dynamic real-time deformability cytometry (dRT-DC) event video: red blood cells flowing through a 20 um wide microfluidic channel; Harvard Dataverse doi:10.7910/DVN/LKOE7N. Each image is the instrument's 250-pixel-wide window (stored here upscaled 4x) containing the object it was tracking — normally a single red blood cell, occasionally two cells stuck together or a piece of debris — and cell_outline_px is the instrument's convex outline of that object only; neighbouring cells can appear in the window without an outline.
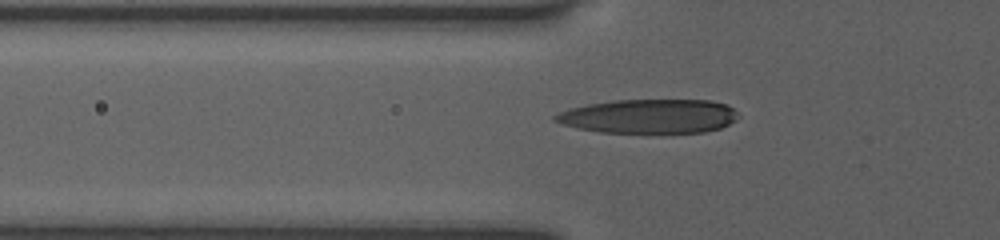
{"species": "human", "species_latin": "Homo sapiens", "temperature_condition": "room temperature", "stored_images_in_passage": 36, "camera_frame_rate_fps": 3000, "um_per_image_px": 0.085, "donor": {"sex": "female"}, "frame": {"image": 1, "passage_image": 2, "time_ms": 0.333, "image_size_px": [1000, 240], "cell_outline_px": [[740, 116], [736, 120], [720, 128], [704, 132], [600, 132], [576, 128], [552, 120], [552, 116], [560, 112], [572, 108], [588, 104], [616, 100], [712, 100], [728, 104]], "centroid_in_image_um": [55.19, 9.87], "position_along_channel_um": 70.6, "area_um2": 36.3}}
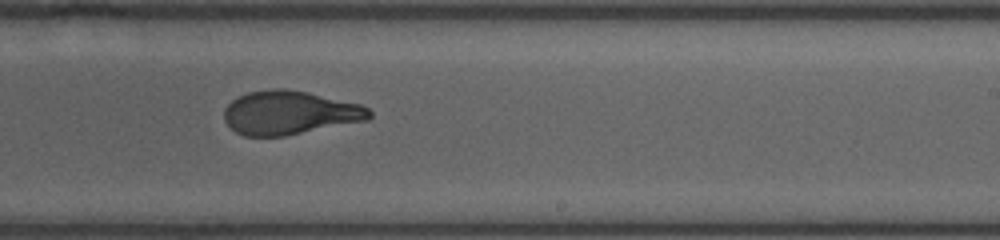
{"frame": {"image": 2, "passage_image": 17, "time_ms": 5.333, "image_size_px": [1000, 240], "cell_outline_px": [[372, 116], [368, 120], [284, 136], [244, 136], [236, 132], [224, 120], [224, 108], [232, 100], [248, 92], [276, 88], [284, 88], [308, 92], [360, 104], [368, 108], [372, 112]], "centroid_in_image_um": [24.62, 9.58], "position_along_channel_um": 264.4, "area_um2": 36.93}}
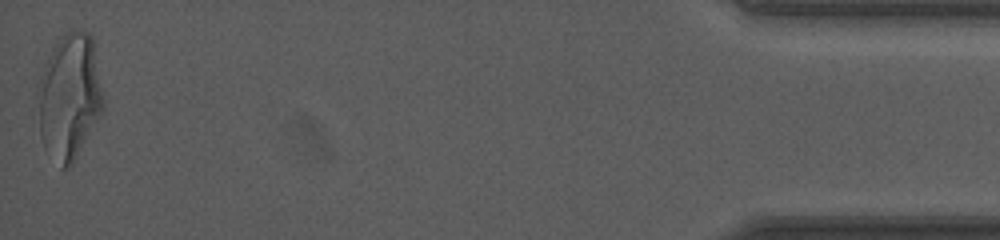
{"frame": {"image": 3, "passage_image": 36, "time_ms": 11.667, "image_size_px": [1000, 240], "cell_outline_px": [[104, 108], [100, 116], [72, 164], [68, 168], [60, 168], [40, 136], [40, 76], [52, 48], [60, 36], [68, 32], [80, 28], [88, 32], [92, 36], [104, 96]], "centroid_in_image_um": [5.95, 8.16], "position_along_channel_um": 429.2, "area_um2": 47.22}, "authors_computed_cell_mechanics": {"area_um2": 37.9457, "velocity_mm_per_s": 3.8919, "shape_relaxation_time_tau1_ms": 7.0845, "shape_relaxation_time_tau2_ms": 1.3106, "deformation_change_tau1": 0.2559, "deformation_change_tau2": 0.0895}}